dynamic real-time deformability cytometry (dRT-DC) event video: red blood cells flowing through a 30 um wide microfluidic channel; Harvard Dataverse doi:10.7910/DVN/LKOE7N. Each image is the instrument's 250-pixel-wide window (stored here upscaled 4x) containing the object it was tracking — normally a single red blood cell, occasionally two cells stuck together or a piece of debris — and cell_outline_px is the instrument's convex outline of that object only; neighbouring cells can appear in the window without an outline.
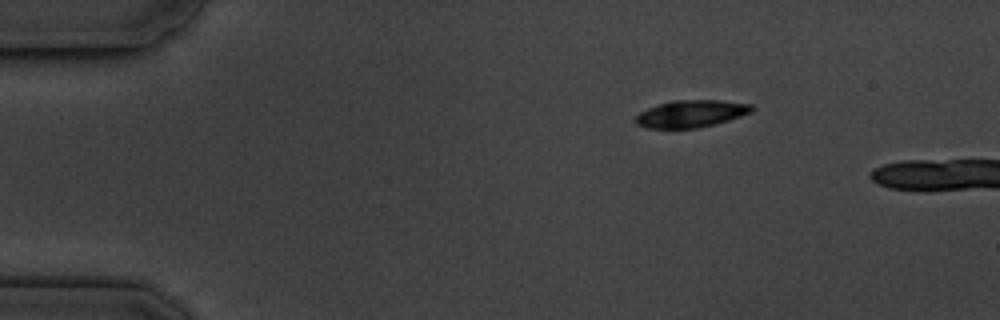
{"species": "common noctule bat (a hibernating species)", "species_latin": "Nyctalus noctula", "temperature_condition": "cold", "stored_images_in_passage": 3, "camera_frame_rate_fps": 3000, "um_per_image_px": 0.085, "animal": {"sex": "male", "body_mass_g": 19.5, "forearm_length_mm": 54.6}, "frame": {"image": 1, "passage_image": 1, "time_ms": 0.0, "image_size_px": [1000, 320], "cell_outline_px": [[756, 108], [752, 112], [716, 124], [696, 128], [648, 128], [636, 124], [636, 116], [640, 112], [648, 108], [672, 100], [720, 100], [752, 104]], "centroid_in_image_um": [58.78, 9.66], "position_along_channel_um": 26.2, "area_um2": 18.38}}